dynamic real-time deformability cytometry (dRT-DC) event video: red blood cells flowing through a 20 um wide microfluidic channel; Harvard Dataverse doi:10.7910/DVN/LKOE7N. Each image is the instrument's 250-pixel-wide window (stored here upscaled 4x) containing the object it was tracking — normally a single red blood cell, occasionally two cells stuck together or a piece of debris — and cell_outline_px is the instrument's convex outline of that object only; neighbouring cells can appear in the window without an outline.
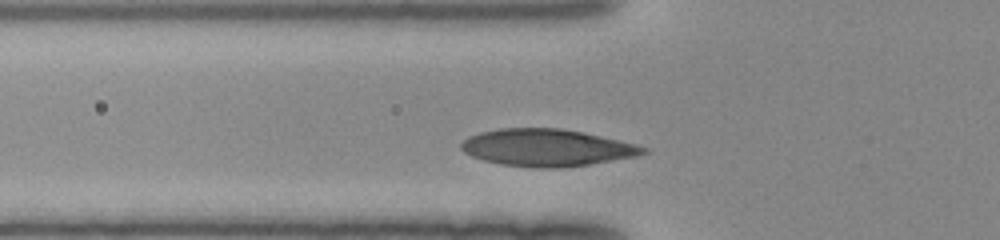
{"species": "human", "species_latin": "Homo sapiens", "temperature_condition": "room temperature", "stored_images_in_passage": 29, "camera_frame_rate_fps": 3000, "um_per_image_px": 0.085, "donor": {"sex": "female"}, "frame": {"image": 1, "passage_image": 6, "time_ms": 1.667, "image_size_px": [1000, 240], "cell_outline_px": [[648, 152], [636, 156], [588, 164], [560, 168], [540, 168], [500, 164], [484, 160], [472, 156], [464, 152], [460, 148], [460, 144], [468, 136], [480, 132], [500, 128], [560, 128], [584, 132], [636, 144], [648, 148]], "centroid_in_image_um": [46.46, 12.54], "position_along_channel_um": 79.3, "area_um2": 39.3}}
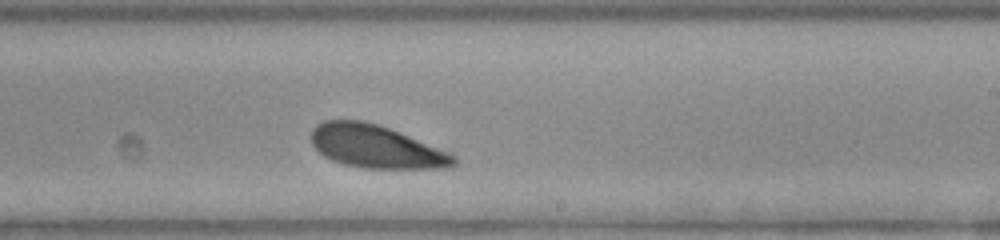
{"frame": {"image": 2, "passage_image": 19, "time_ms": 6.0, "image_size_px": [1000, 240], "cell_outline_px": [[456, 164], [452, 168], [360, 168], [344, 164], [332, 160], [324, 156], [312, 144], [312, 128], [316, 124], [324, 120], [364, 120], [400, 132], [452, 152], [456, 156]], "centroid_in_image_um": [32.0, 12.46], "position_along_channel_um": 257.0, "area_um2": 35.89}}
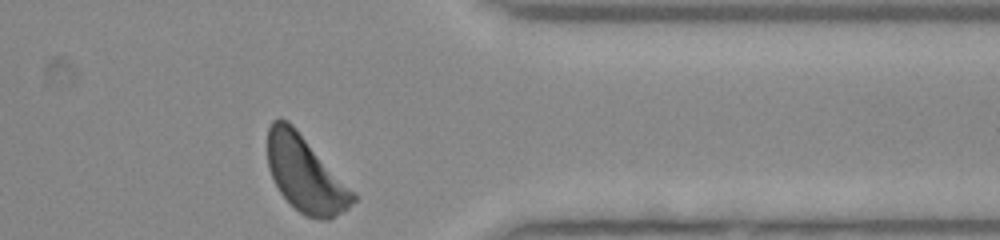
{"frame": {"image": 3, "passage_image": 29, "time_ms": 9.333, "image_size_px": [1000, 240], "cell_outline_px": [[356, 200], [348, 208], [328, 220], [320, 220], [308, 216], [300, 212], [280, 192], [272, 180], [268, 168], [268, 128], [272, 120], [288, 120], [292, 124], [356, 192]], "centroid_in_image_um": [25.97, 14.8], "position_along_channel_um": 385.4, "area_um2": 37.63}}